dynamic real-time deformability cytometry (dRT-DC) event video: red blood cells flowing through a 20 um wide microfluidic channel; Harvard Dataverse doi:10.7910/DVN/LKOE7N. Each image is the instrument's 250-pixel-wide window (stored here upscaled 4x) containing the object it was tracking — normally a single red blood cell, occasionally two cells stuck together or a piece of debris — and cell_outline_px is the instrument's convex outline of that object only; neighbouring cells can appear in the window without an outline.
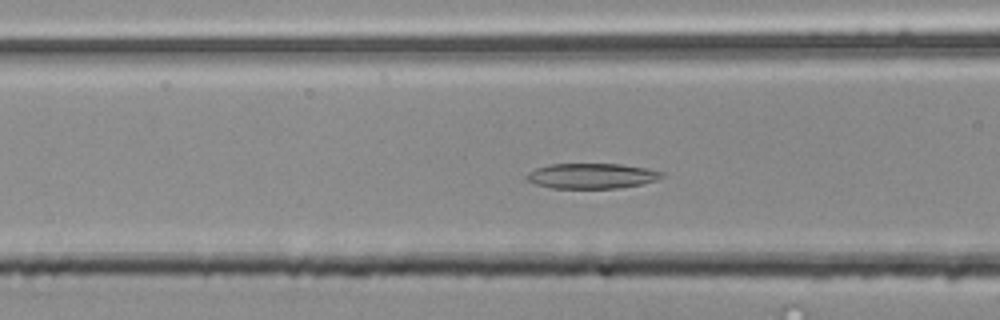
{"species": "common noctule bat (a hibernating species)", "species_latin": "Nyctalus noctula", "temperature_condition": "room temperature", "stored_images_in_passage": 47, "camera_frame_rate_fps": 3000, "um_per_image_px": 0.085, "animal": {"sex": "male", "body_mass_g": 20.4}, "frame": {"image": 1, "passage_image": 13, "time_ms": 4.0, "image_size_px": [1000, 320], "cell_outline_px": [[664, 176], [656, 180], [640, 184], [620, 188], [552, 188], [536, 184], [524, 180], [524, 176], [528, 172], [536, 168], [548, 164], [620, 164], [648, 168], [664, 172]], "centroid_in_image_um": [50.27, 14.95], "position_along_channel_um": 116.3, "area_um2": 20.06}}
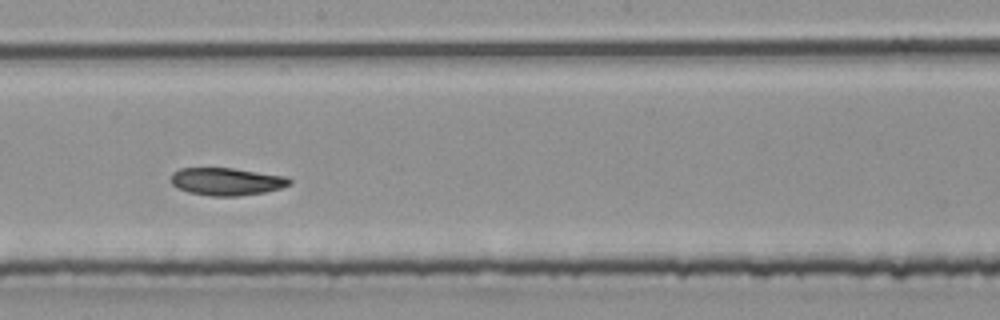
{"frame": {"image": 2, "passage_image": 22, "time_ms": 7.0, "image_size_px": [1000, 320], "cell_outline_px": [[292, 184], [280, 188], [264, 192], [240, 196], [208, 196], [188, 192], [172, 184], [172, 172], [180, 168], [232, 168], [288, 176], [292, 180]], "centroid_in_image_um": [19.3, 15.43], "position_along_channel_um": 228.9, "area_um2": 19.13}}
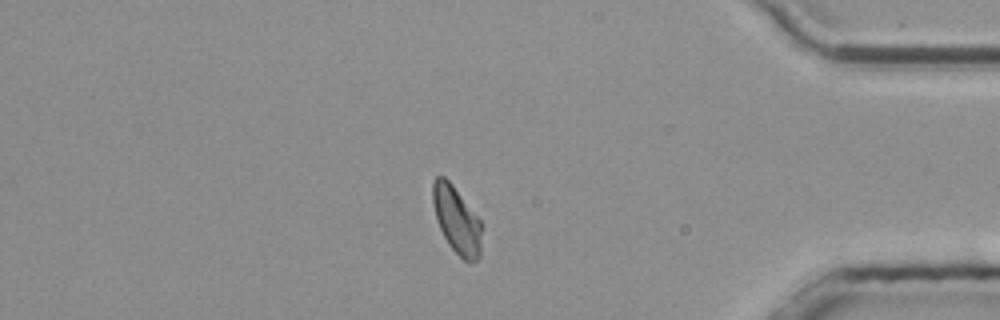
{"frame": {"image": 3, "passage_image": 38, "time_ms": 12.333, "image_size_px": [1000, 320], "cell_outline_px": [[484, 224], [480, 256], [472, 264], [468, 264], [448, 244], [436, 220], [432, 200], [432, 180], [436, 176], [444, 176], [452, 184]], "centroid_in_image_um": [38.85, 18.72], "position_along_channel_um": 396.4, "area_um2": 19.59}, "authors_computed_cell_mechanics": {"area_um2": 19.5364, "velocity_mm_per_s": 3.7597, "shape_relaxation_time_tau1_ms": null, "shape_relaxation_time_tau2_ms": 3.7558, "deformation_change_tau1": null, "deformation_change_tau2": 0.0853}}